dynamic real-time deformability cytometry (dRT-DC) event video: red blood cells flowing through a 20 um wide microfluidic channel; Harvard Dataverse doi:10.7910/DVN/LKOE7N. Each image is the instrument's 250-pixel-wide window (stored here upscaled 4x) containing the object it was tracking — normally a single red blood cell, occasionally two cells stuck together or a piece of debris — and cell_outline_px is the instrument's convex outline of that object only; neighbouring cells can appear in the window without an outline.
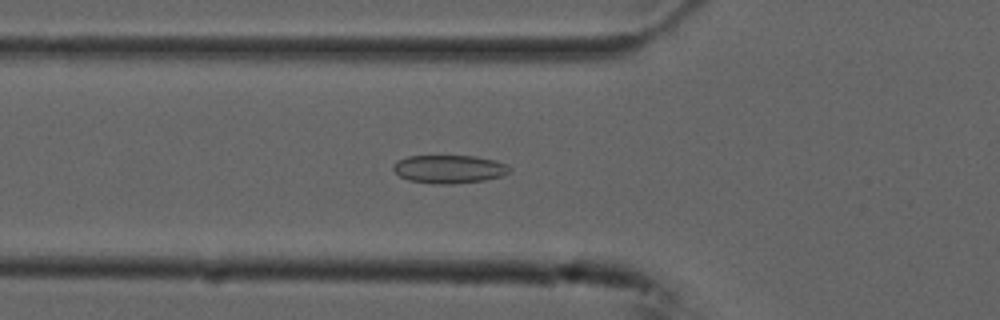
{"species": "common noctule bat (a hibernating species)", "species_latin": "Nyctalus noctula", "temperature_condition": "cold", "stored_images_in_passage": 54, "camera_frame_rate_fps": 3000, "um_per_image_px": 0.085, "animal": {"sex": "male", "forearm_length_mm": 52.5}, "frame": {"image": 1, "passage_image": 19, "time_ms": 6.0, "image_size_px": [1000, 320], "cell_outline_px": [[512, 172], [500, 176], [484, 180], [452, 184], [436, 184], [408, 180], [400, 176], [392, 168], [392, 164], [396, 160], [408, 156], [476, 156], [496, 160], [508, 164], [512, 168]], "centroid_in_image_um": [38.2, 14.36], "position_along_channel_um": 87.6, "area_um2": 19.36}}
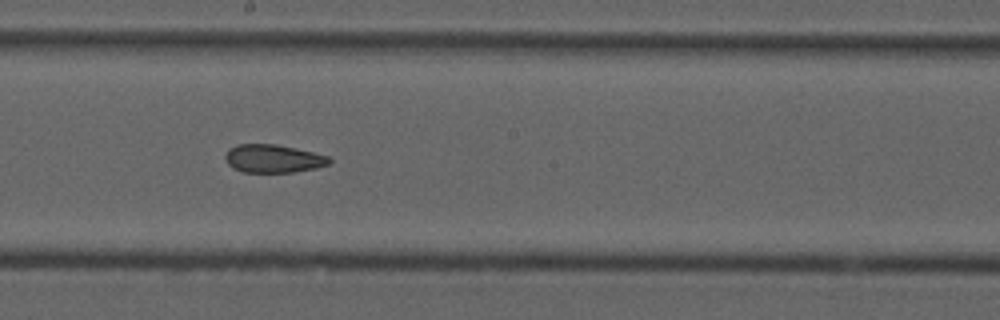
{"frame": {"image": 2, "passage_image": 30, "time_ms": 9.667, "image_size_px": [1000, 320], "cell_outline_px": [[332, 160], [328, 164], [316, 168], [292, 172], [244, 172], [232, 168], [228, 164], [224, 156], [228, 148], [236, 144], [276, 144], [296, 148], [328, 156]], "centroid_in_image_um": [23.19, 13.47], "position_along_channel_um": 225.0, "area_um2": 17.11}}
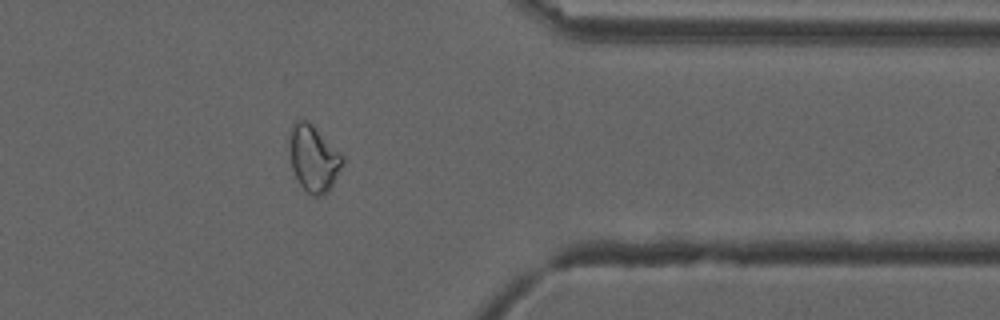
{"frame": {"image": 3, "passage_image": 44, "time_ms": 14.333, "image_size_px": [1000, 320], "cell_outline_px": [[344, 164], [328, 192], [324, 196], [312, 196], [300, 184], [292, 168], [288, 144], [288, 140], [292, 124], [296, 120], [308, 120], [344, 156]], "centroid_in_image_um": [26.65, 13.46], "position_along_channel_um": 384.7, "area_um2": 20.69}, "authors_computed_cell_mechanics": {"area_um2": 20.2878, "velocity_mm_per_s": 3.7329, "shape_relaxation_time_tau1_ms": null, "shape_relaxation_time_tau2_ms": 3.3798, "deformation_change_tau1": null, "deformation_change_tau2": 0.0828}}